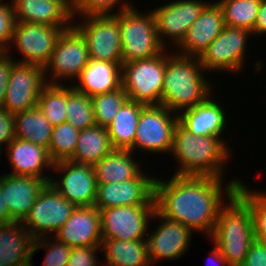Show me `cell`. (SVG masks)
<instances>
[{
  "mask_svg": "<svg viewBox=\"0 0 266 266\" xmlns=\"http://www.w3.org/2000/svg\"><path fill=\"white\" fill-rule=\"evenodd\" d=\"M230 152L225 139L211 135L195 136L178 121L171 151L172 157L178 161L174 175L226 178L225 163L232 158Z\"/></svg>",
  "mask_w": 266,
  "mask_h": 266,
  "instance_id": "obj_2",
  "label": "cell"
},
{
  "mask_svg": "<svg viewBox=\"0 0 266 266\" xmlns=\"http://www.w3.org/2000/svg\"><path fill=\"white\" fill-rule=\"evenodd\" d=\"M89 59L88 46L82 35L74 27L65 30L59 37L50 59L44 67L46 82L63 84L61 81L68 82L70 80L69 84L72 85ZM47 76H50V81Z\"/></svg>",
  "mask_w": 266,
  "mask_h": 266,
  "instance_id": "obj_9",
  "label": "cell"
},
{
  "mask_svg": "<svg viewBox=\"0 0 266 266\" xmlns=\"http://www.w3.org/2000/svg\"><path fill=\"white\" fill-rule=\"evenodd\" d=\"M75 208L53 185L46 183L21 223L34 239L52 236L69 219Z\"/></svg>",
  "mask_w": 266,
  "mask_h": 266,
  "instance_id": "obj_10",
  "label": "cell"
},
{
  "mask_svg": "<svg viewBox=\"0 0 266 266\" xmlns=\"http://www.w3.org/2000/svg\"><path fill=\"white\" fill-rule=\"evenodd\" d=\"M99 211L102 238L129 241L147 239L148 224L156 208L153 196L145 205L111 207Z\"/></svg>",
  "mask_w": 266,
  "mask_h": 266,
  "instance_id": "obj_12",
  "label": "cell"
},
{
  "mask_svg": "<svg viewBox=\"0 0 266 266\" xmlns=\"http://www.w3.org/2000/svg\"><path fill=\"white\" fill-rule=\"evenodd\" d=\"M71 7L75 21L78 18L76 16L115 14L133 8L134 5L128 0H71ZM114 9H117V12H114Z\"/></svg>",
  "mask_w": 266,
  "mask_h": 266,
  "instance_id": "obj_38",
  "label": "cell"
},
{
  "mask_svg": "<svg viewBox=\"0 0 266 266\" xmlns=\"http://www.w3.org/2000/svg\"><path fill=\"white\" fill-rule=\"evenodd\" d=\"M101 246H85L72 248L66 266H99L101 265L97 251ZM99 261V262H98Z\"/></svg>",
  "mask_w": 266,
  "mask_h": 266,
  "instance_id": "obj_41",
  "label": "cell"
},
{
  "mask_svg": "<svg viewBox=\"0 0 266 266\" xmlns=\"http://www.w3.org/2000/svg\"><path fill=\"white\" fill-rule=\"evenodd\" d=\"M34 240L21 222L0 224V266H33Z\"/></svg>",
  "mask_w": 266,
  "mask_h": 266,
  "instance_id": "obj_26",
  "label": "cell"
},
{
  "mask_svg": "<svg viewBox=\"0 0 266 266\" xmlns=\"http://www.w3.org/2000/svg\"><path fill=\"white\" fill-rule=\"evenodd\" d=\"M143 171L144 169L128 181L98 184L94 206L102 210L111 207L145 205L154 196L155 177Z\"/></svg>",
  "mask_w": 266,
  "mask_h": 266,
  "instance_id": "obj_18",
  "label": "cell"
},
{
  "mask_svg": "<svg viewBox=\"0 0 266 266\" xmlns=\"http://www.w3.org/2000/svg\"><path fill=\"white\" fill-rule=\"evenodd\" d=\"M53 126L38 106L14 114L15 138L49 148Z\"/></svg>",
  "mask_w": 266,
  "mask_h": 266,
  "instance_id": "obj_31",
  "label": "cell"
},
{
  "mask_svg": "<svg viewBox=\"0 0 266 266\" xmlns=\"http://www.w3.org/2000/svg\"><path fill=\"white\" fill-rule=\"evenodd\" d=\"M178 121V115L161 104L145 105L140 113L134 144L130 151L170 154Z\"/></svg>",
  "mask_w": 266,
  "mask_h": 266,
  "instance_id": "obj_7",
  "label": "cell"
},
{
  "mask_svg": "<svg viewBox=\"0 0 266 266\" xmlns=\"http://www.w3.org/2000/svg\"><path fill=\"white\" fill-rule=\"evenodd\" d=\"M66 115L67 122L79 131L96 125L91 97L71 84L66 86Z\"/></svg>",
  "mask_w": 266,
  "mask_h": 266,
  "instance_id": "obj_33",
  "label": "cell"
},
{
  "mask_svg": "<svg viewBox=\"0 0 266 266\" xmlns=\"http://www.w3.org/2000/svg\"><path fill=\"white\" fill-rule=\"evenodd\" d=\"M128 99L122 86L114 91L91 97L96 125L107 127Z\"/></svg>",
  "mask_w": 266,
  "mask_h": 266,
  "instance_id": "obj_36",
  "label": "cell"
},
{
  "mask_svg": "<svg viewBox=\"0 0 266 266\" xmlns=\"http://www.w3.org/2000/svg\"><path fill=\"white\" fill-rule=\"evenodd\" d=\"M251 32L254 37L266 34V0H261L257 20Z\"/></svg>",
  "mask_w": 266,
  "mask_h": 266,
  "instance_id": "obj_45",
  "label": "cell"
},
{
  "mask_svg": "<svg viewBox=\"0 0 266 266\" xmlns=\"http://www.w3.org/2000/svg\"><path fill=\"white\" fill-rule=\"evenodd\" d=\"M244 182L237 186L236 193L249 205L256 240L266 237V192L250 190Z\"/></svg>",
  "mask_w": 266,
  "mask_h": 266,
  "instance_id": "obj_37",
  "label": "cell"
},
{
  "mask_svg": "<svg viewBox=\"0 0 266 266\" xmlns=\"http://www.w3.org/2000/svg\"><path fill=\"white\" fill-rule=\"evenodd\" d=\"M165 68L166 49L152 58L122 63V88L129 100L144 105L161 104Z\"/></svg>",
  "mask_w": 266,
  "mask_h": 266,
  "instance_id": "obj_6",
  "label": "cell"
},
{
  "mask_svg": "<svg viewBox=\"0 0 266 266\" xmlns=\"http://www.w3.org/2000/svg\"><path fill=\"white\" fill-rule=\"evenodd\" d=\"M65 85L47 83L39 95L37 106L52 126L67 122Z\"/></svg>",
  "mask_w": 266,
  "mask_h": 266,
  "instance_id": "obj_34",
  "label": "cell"
},
{
  "mask_svg": "<svg viewBox=\"0 0 266 266\" xmlns=\"http://www.w3.org/2000/svg\"><path fill=\"white\" fill-rule=\"evenodd\" d=\"M166 49V68L161 90V105L179 115L204 102L214 87L206 77L199 57H189ZM174 52V53H171ZM212 87V88H211Z\"/></svg>",
  "mask_w": 266,
  "mask_h": 266,
  "instance_id": "obj_3",
  "label": "cell"
},
{
  "mask_svg": "<svg viewBox=\"0 0 266 266\" xmlns=\"http://www.w3.org/2000/svg\"><path fill=\"white\" fill-rule=\"evenodd\" d=\"M211 94L204 102L182 111L179 122L195 136H223L227 130V111L220 102ZM223 133V134H222Z\"/></svg>",
  "mask_w": 266,
  "mask_h": 266,
  "instance_id": "obj_24",
  "label": "cell"
},
{
  "mask_svg": "<svg viewBox=\"0 0 266 266\" xmlns=\"http://www.w3.org/2000/svg\"><path fill=\"white\" fill-rule=\"evenodd\" d=\"M41 248H45V250L47 249L42 266L67 265L72 250L69 245L62 243L57 239L55 240V237L46 236L34 240L33 255Z\"/></svg>",
  "mask_w": 266,
  "mask_h": 266,
  "instance_id": "obj_39",
  "label": "cell"
},
{
  "mask_svg": "<svg viewBox=\"0 0 266 266\" xmlns=\"http://www.w3.org/2000/svg\"><path fill=\"white\" fill-rule=\"evenodd\" d=\"M121 65L122 63L89 59L77 77L78 82L71 86L90 97L119 89L122 86Z\"/></svg>",
  "mask_w": 266,
  "mask_h": 266,
  "instance_id": "obj_25",
  "label": "cell"
},
{
  "mask_svg": "<svg viewBox=\"0 0 266 266\" xmlns=\"http://www.w3.org/2000/svg\"><path fill=\"white\" fill-rule=\"evenodd\" d=\"M9 52H0V108L3 107V102L6 94L7 82L12 66L16 63L15 58ZM14 58V59H13Z\"/></svg>",
  "mask_w": 266,
  "mask_h": 266,
  "instance_id": "obj_43",
  "label": "cell"
},
{
  "mask_svg": "<svg viewBox=\"0 0 266 266\" xmlns=\"http://www.w3.org/2000/svg\"><path fill=\"white\" fill-rule=\"evenodd\" d=\"M14 221L9 215L8 207L6 206L4 199L1 195V175H0V224H10Z\"/></svg>",
  "mask_w": 266,
  "mask_h": 266,
  "instance_id": "obj_46",
  "label": "cell"
},
{
  "mask_svg": "<svg viewBox=\"0 0 266 266\" xmlns=\"http://www.w3.org/2000/svg\"><path fill=\"white\" fill-rule=\"evenodd\" d=\"M78 17L82 18V23L75 21L73 27L85 39L89 58L122 63L120 12Z\"/></svg>",
  "mask_w": 266,
  "mask_h": 266,
  "instance_id": "obj_8",
  "label": "cell"
},
{
  "mask_svg": "<svg viewBox=\"0 0 266 266\" xmlns=\"http://www.w3.org/2000/svg\"><path fill=\"white\" fill-rule=\"evenodd\" d=\"M16 22L73 27L71 0H12Z\"/></svg>",
  "mask_w": 266,
  "mask_h": 266,
  "instance_id": "obj_22",
  "label": "cell"
},
{
  "mask_svg": "<svg viewBox=\"0 0 266 266\" xmlns=\"http://www.w3.org/2000/svg\"><path fill=\"white\" fill-rule=\"evenodd\" d=\"M133 155L127 149H113L93 166L97 183H121L135 178L142 168Z\"/></svg>",
  "mask_w": 266,
  "mask_h": 266,
  "instance_id": "obj_27",
  "label": "cell"
},
{
  "mask_svg": "<svg viewBox=\"0 0 266 266\" xmlns=\"http://www.w3.org/2000/svg\"><path fill=\"white\" fill-rule=\"evenodd\" d=\"M209 257L207 259L208 261H210L209 263H211L212 261L213 262L215 261L214 264H217L218 266H229L227 263V260L222 256V253L220 252L219 248L216 245L210 251Z\"/></svg>",
  "mask_w": 266,
  "mask_h": 266,
  "instance_id": "obj_47",
  "label": "cell"
},
{
  "mask_svg": "<svg viewBox=\"0 0 266 266\" xmlns=\"http://www.w3.org/2000/svg\"><path fill=\"white\" fill-rule=\"evenodd\" d=\"M229 266H242L256 240L249 205L235 192L221 208L210 237Z\"/></svg>",
  "mask_w": 266,
  "mask_h": 266,
  "instance_id": "obj_4",
  "label": "cell"
},
{
  "mask_svg": "<svg viewBox=\"0 0 266 266\" xmlns=\"http://www.w3.org/2000/svg\"><path fill=\"white\" fill-rule=\"evenodd\" d=\"M14 138V114L0 108V147L5 149Z\"/></svg>",
  "mask_w": 266,
  "mask_h": 266,
  "instance_id": "obj_42",
  "label": "cell"
},
{
  "mask_svg": "<svg viewBox=\"0 0 266 266\" xmlns=\"http://www.w3.org/2000/svg\"><path fill=\"white\" fill-rule=\"evenodd\" d=\"M46 84L43 67L15 63L9 75L2 108L16 114L37 106L40 92Z\"/></svg>",
  "mask_w": 266,
  "mask_h": 266,
  "instance_id": "obj_16",
  "label": "cell"
},
{
  "mask_svg": "<svg viewBox=\"0 0 266 266\" xmlns=\"http://www.w3.org/2000/svg\"><path fill=\"white\" fill-rule=\"evenodd\" d=\"M224 179L211 176L173 175L165 181L155 176L156 211L167 219L187 226L193 233L197 231L210 238L220 208L243 181L234 177L224 184Z\"/></svg>",
  "mask_w": 266,
  "mask_h": 266,
  "instance_id": "obj_1",
  "label": "cell"
},
{
  "mask_svg": "<svg viewBox=\"0 0 266 266\" xmlns=\"http://www.w3.org/2000/svg\"><path fill=\"white\" fill-rule=\"evenodd\" d=\"M79 134L80 131L68 122L53 126L48 153L54 163L73 156Z\"/></svg>",
  "mask_w": 266,
  "mask_h": 266,
  "instance_id": "obj_35",
  "label": "cell"
},
{
  "mask_svg": "<svg viewBox=\"0 0 266 266\" xmlns=\"http://www.w3.org/2000/svg\"><path fill=\"white\" fill-rule=\"evenodd\" d=\"M4 149H2V147H0V157H2L1 155L3 154L2 152H4L3 151ZM1 159V158H0Z\"/></svg>",
  "mask_w": 266,
  "mask_h": 266,
  "instance_id": "obj_49",
  "label": "cell"
},
{
  "mask_svg": "<svg viewBox=\"0 0 266 266\" xmlns=\"http://www.w3.org/2000/svg\"><path fill=\"white\" fill-rule=\"evenodd\" d=\"M71 27H54L29 22H16L10 47L14 44L23 59L16 63L34 64L45 67L61 34Z\"/></svg>",
  "mask_w": 266,
  "mask_h": 266,
  "instance_id": "obj_13",
  "label": "cell"
},
{
  "mask_svg": "<svg viewBox=\"0 0 266 266\" xmlns=\"http://www.w3.org/2000/svg\"><path fill=\"white\" fill-rule=\"evenodd\" d=\"M209 2L210 0H174L152 9L161 45L169 50L173 45L175 47L171 49L174 51ZM167 42L169 44L166 45Z\"/></svg>",
  "mask_w": 266,
  "mask_h": 266,
  "instance_id": "obj_14",
  "label": "cell"
},
{
  "mask_svg": "<svg viewBox=\"0 0 266 266\" xmlns=\"http://www.w3.org/2000/svg\"><path fill=\"white\" fill-rule=\"evenodd\" d=\"M155 219H159L160 224L151 233L149 231V235H147L151 265L164 259H180L189 250L193 231L179 222L161 216L157 211L154 213L152 221Z\"/></svg>",
  "mask_w": 266,
  "mask_h": 266,
  "instance_id": "obj_17",
  "label": "cell"
},
{
  "mask_svg": "<svg viewBox=\"0 0 266 266\" xmlns=\"http://www.w3.org/2000/svg\"><path fill=\"white\" fill-rule=\"evenodd\" d=\"M242 266H266V246L259 240H255Z\"/></svg>",
  "mask_w": 266,
  "mask_h": 266,
  "instance_id": "obj_44",
  "label": "cell"
},
{
  "mask_svg": "<svg viewBox=\"0 0 266 266\" xmlns=\"http://www.w3.org/2000/svg\"><path fill=\"white\" fill-rule=\"evenodd\" d=\"M147 11L144 14L136 7L120 11L122 63L152 58L165 50L157 36L154 15Z\"/></svg>",
  "mask_w": 266,
  "mask_h": 266,
  "instance_id": "obj_5",
  "label": "cell"
},
{
  "mask_svg": "<svg viewBox=\"0 0 266 266\" xmlns=\"http://www.w3.org/2000/svg\"><path fill=\"white\" fill-rule=\"evenodd\" d=\"M144 106L128 99L106 127L114 149L130 150L133 147L136 127Z\"/></svg>",
  "mask_w": 266,
  "mask_h": 266,
  "instance_id": "obj_30",
  "label": "cell"
},
{
  "mask_svg": "<svg viewBox=\"0 0 266 266\" xmlns=\"http://www.w3.org/2000/svg\"><path fill=\"white\" fill-rule=\"evenodd\" d=\"M113 149L107 128L95 125L80 131L74 154L69 160L94 166Z\"/></svg>",
  "mask_w": 266,
  "mask_h": 266,
  "instance_id": "obj_29",
  "label": "cell"
},
{
  "mask_svg": "<svg viewBox=\"0 0 266 266\" xmlns=\"http://www.w3.org/2000/svg\"><path fill=\"white\" fill-rule=\"evenodd\" d=\"M7 150V151H6ZM5 152L12 170L8 174L16 176H30L44 179L47 183L51 177L46 172L53 169L54 162L51 160L48 149L29 142L14 138L6 147ZM46 175V176H45Z\"/></svg>",
  "mask_w": 266,
  "mask_h": 266,
  "instance_id": "obj_21",
  "label": "cell"
},
{
  "mask_svg": "<svg viewBox=\"0 0 266 266\" xmlns=\"http://www.w3.org/2000/svg\"><path fill=\"white\" fill-rule=\"evenodd\" d=\"M54 237L71 248L101 246L103 238L99 209L94 205L76 207Z\"/></svg>",
  "mask_w": 266,
  "mask_h": 266,
  "instance_id": "obj_19",
  "label": "cell"
},
{
  "mask_svg": "<svg viewBox=\"0 0 266 266\" xmlns=\"http://www.w3.org/2000/svg\"><path fill=\"white\" fill-rule=\"evenodd\" d=\"M56 170V171H55ZM53 173L59 175L60 179L54 176L50 179V184L68 201L76 207L94 205L98 183L92 165L75 163L71 160H62L54 163Z\"/></svg>",
  "mask_w": 266,
  "mask_h": 266,
  "instance_id": "obj_15",
  "label": "cell"
},
{
  "mask_svg": "<svg viewBox=\"0 0 266 266\" xmlns=\"http://www.w3.org/2000/svg\"><path fill=\"white\" fill-rule=\"evenodd\" d=\"M260 241L266 246V237H263Z\"/></svg>",
  "mask_w": 266,
  "mask_h": 266,
  "instance_id": "obj_48",
  "label": "cell"
},
{
  "mask_svg": "<svg viewBox=\"0 0 266 266\" xmlns=\"http://www.w3.org/2000/svg\"><path fill=\"white\" fill-rule=\"evenodd\" d=\"M225 27L223 11L215 2H209L188 29L186 36L175 51L177 54L200 57L209 44Z\"/></svg>",
  "mask_w": 266,
  "mask_h": 266,
  "instance_id": "obj_20",
  "label": "cell"
},
{
  "mask_svg": "<svg viewBox=\"0 0 266 266\" xmlns=\"http://www.w3.org/2000/svg\"><path fill=\"white\" fill-rule=\"evenodd\" d=\"M249 37H253L250 30L225 26L199 57L203 70L217 73L224 70L223 73L233 72L234 75L241 70V73L246 65Z\"/></svg>",
  "mask_w": 266,
  "mask_h": 266,
  "instance_id": "obj_11",
  "label": "cell"
},
{
  "mask_svg": "<svg viewBox=\"0 0 266 266\" xmlns=\"http://www.w3.org/2000/svg\"><path fill=\"white\" fill-rule=\"evenodd\" d=\"M217 3L223 11L225 26L253 30L261 0H218Z\"/></svg>",
  "mask_w": 266,
  "mask_h": 266,
  "instance_id": "obj_32",
  "label": "cell"
},
{
  "mask_svg": "<svg viewBox=\"0 0 266 266\" xmlns=\"http://www.w3.org/2000/svg\"><path fill=\"white\" fill-rule=\"evenodd\" d=\"M9 3H0V52L8 51L16 23L13 5Z\"/></svg>",
  "mask_w": 266,
  "mask_h": 266,
  "instance_id": "obj_40",
  "label": "cell"
},
{
  "mask_svg": "<svg viewBox=\"0 0 266 266\" xmlns=\"http://www.w3.org/2000/svg\"><path fill=\"white\" fill-rule=\"evenodd\" d=\"M38 177L1 175V195L14 222H22L35 204L38 193L46 185Z\"/></svg>",
  "mask_w": 266,
  "mask_h": 266,
  "instance_id": "obj_23",
  "label": "cell"
},
{
  "mask_svg": "<svg viewBox=\"0 0 266 266\" xmlns=\"http://www.w3.org/2000/svg\"><path fill=\"white\" fill-rule=\"evenodd\" d=\"M101 250L106 260L103 266H151L147 239H103Z\"/></svg>",
  "mask_w": 266,
  "mask_h": 266,
  "instance_id": "obj_28",
  "label": "cell"
}]
</instances>
